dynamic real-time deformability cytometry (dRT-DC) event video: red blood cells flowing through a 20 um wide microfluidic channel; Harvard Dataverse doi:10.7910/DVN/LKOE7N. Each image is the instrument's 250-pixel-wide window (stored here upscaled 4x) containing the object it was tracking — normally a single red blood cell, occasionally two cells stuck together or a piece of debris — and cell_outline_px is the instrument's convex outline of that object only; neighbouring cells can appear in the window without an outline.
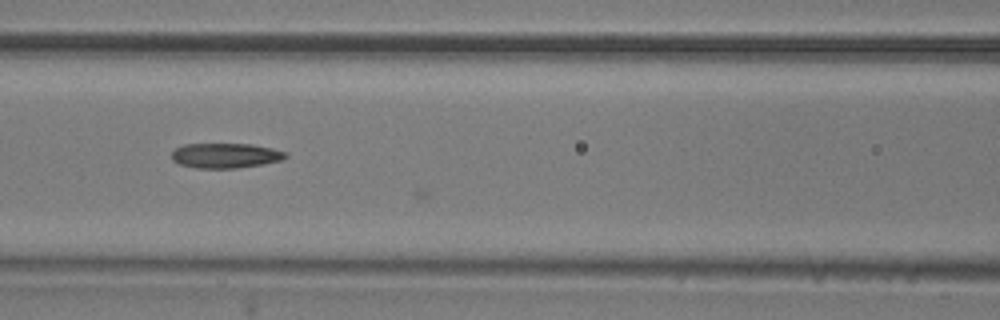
{"species": "common noctule bat (a hibernating species)", "species_latin": "Nyctalus noctula", "temperature_condition": "room temperature", "stored_images_in_passage": 16, "camera_frame_rate_fps": 3000, "um_per_image_px": 0.085, "animal": {"sex": "male", "body_mass_g": 20.5, "forearm_length_mm": 52.5}, "frame": {"image": 1, "passage_image": 15, "time_ms": 4.667, "image_size_px": [1000, 320], "cell_outline_px": [[288, 156], [284, 160], [236, 168], [196, 168], [180, 164], [172, 160], [172, 152], [176, 148], [184, 144], [252, 144], [272, 148], [288, 152]], "centroid_in_image_um": [19.19, 13.22], "position_along_channel_um": 147.4, "area_um2": 16.59}}